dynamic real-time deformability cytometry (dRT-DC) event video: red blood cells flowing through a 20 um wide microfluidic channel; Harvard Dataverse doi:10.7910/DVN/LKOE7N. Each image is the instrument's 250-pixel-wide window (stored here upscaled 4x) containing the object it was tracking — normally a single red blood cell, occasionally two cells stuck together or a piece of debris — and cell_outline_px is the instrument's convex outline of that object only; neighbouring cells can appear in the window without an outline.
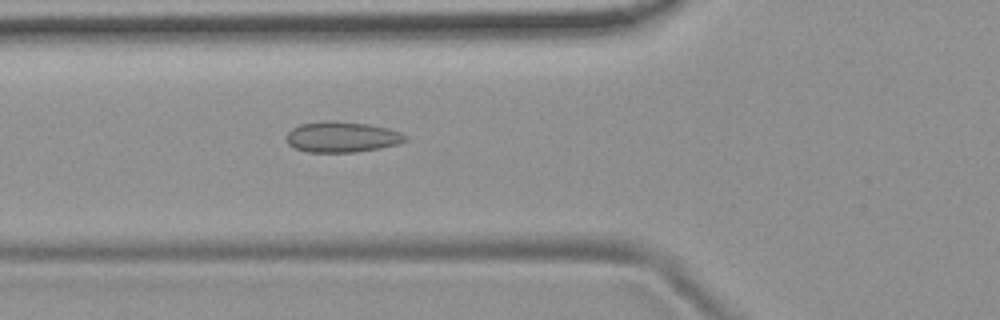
{"species": "common noctule bat (a hibernating species)", "species_latin": "Nyctalus noctula", "temperature_condition": "room temperature", "stored_images_in_passage": 51, "camera_frame_rate_fps": 3000, "um_per_image_px": 0.085, "animal": {"sex": "female", "body_mass_g": 19.9}, "frame": {"image": 1, "passage_image": 19, "time_ms": 6.0, "image_size_px": [1000, 320], "cell_outline_px": [[408, 140], [400, 144], [380, 148], [356, 152], [308, 152], [296, 148], [288, 144], [288, 132], [292, 128], [300, 124], [332, 120], [368, 124], [388, 128], [400, 132], [408, 136]], "centroid_in_image_um": [29.12, 11.64], "position_along_channel_um": 96.7, "area_um2": 21.27}}
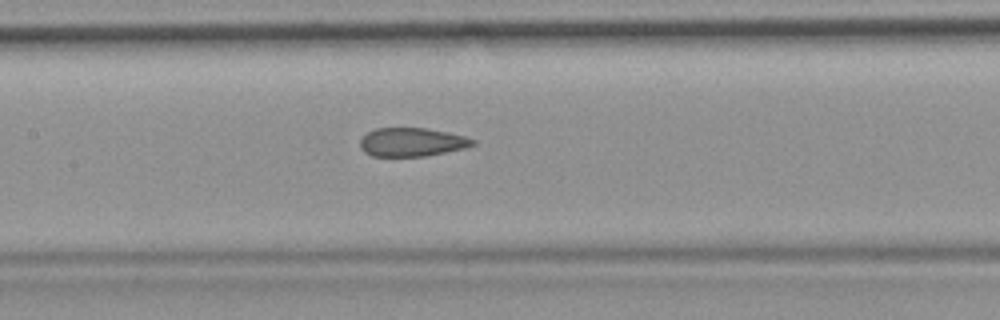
{"frame": {"image": 2, "passage_image": 25, "time_ms": 8.0, "image_size_px": [1000, 320], "cell_outline_px": [[476, 144], [468, 148], [424, 156], [372, 156], [364, 152], [360, 148], [360, 140], [368, 132], [376, 128], [424, 128], [448, 132], [464, 136], [476, 140]], "centroid_in_image_um": [35.03, 12.08], "position_along_channel_um": 172.4, "area_um2": 18.84}}
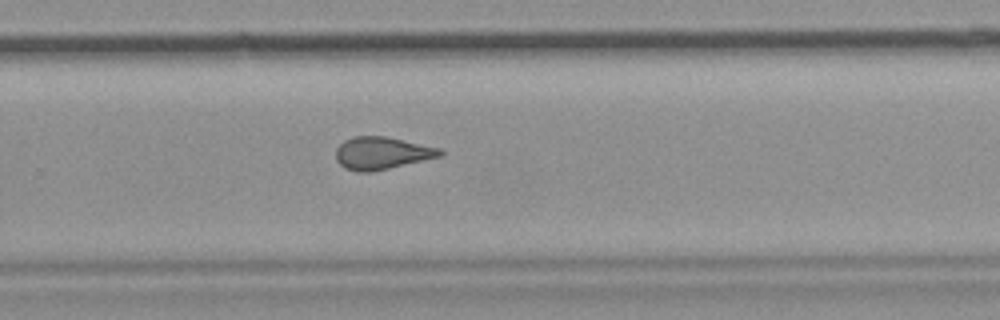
{"frame": {"image": 3, "passage_image": 35, "time_ms": 11.333, "image_size_px": [1000, 320], "cell_outline_px": [[444, 156], [372, 172], [360, 172], [344, 168], [336, 160], [336, 148], [344, 140], [352, 136], [388, 136], [440, 148], [444, 152]], "centroid_in_image_um": [32.48, 13.01], "position_along_channel_um": 297.3, "area_um2": 20.0}, "authors_computed_cell_mechanics": {"area_um2": 20.0566, "velocity_mm_per_s": 3.765, "shape_relaxation_time_tau1_ms": null, "shape_relaxation_time_tau2_ms": 1.7914, "deformation_change_tau1": null, "deformation_change_tau2": 0.0789}}